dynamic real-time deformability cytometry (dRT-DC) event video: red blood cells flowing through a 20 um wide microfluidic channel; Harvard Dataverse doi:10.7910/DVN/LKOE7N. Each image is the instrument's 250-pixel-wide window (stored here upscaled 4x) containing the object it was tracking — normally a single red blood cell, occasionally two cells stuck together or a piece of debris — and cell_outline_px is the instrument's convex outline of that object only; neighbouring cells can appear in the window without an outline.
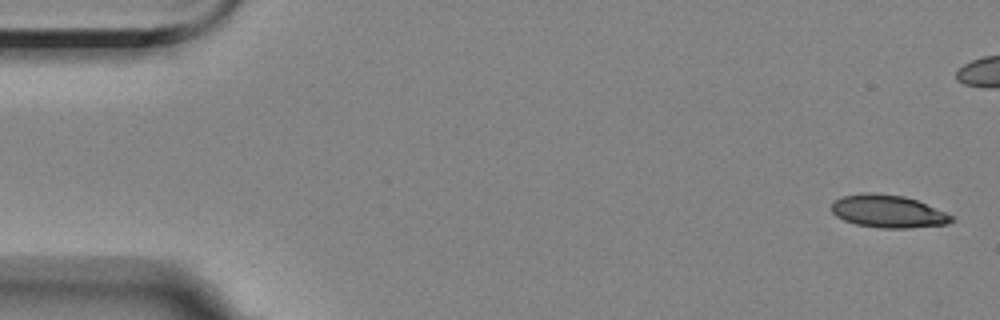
{"species": "Egyptian fruit bat (a non-hibernating species)", "species_latin": "Rousettus aegyptiacus", "temperature_condition": "room temperature", "stored_images_in_passage": 6, "camera_frame_rate_fps": 3000, "um_per_image_px": 0.085, "animal": {"sex": "female"}, "frame": {"image": 1, "passage_image": 1, "time_ms": 0.0, "image_size_px": [1000, 320], "cell_outline_px": [[956, 220], [948, 224], [908, 228], [880, 228], [856, 224], [844, 220], [836, 216], [832, 212], [832, 200], [840, 196], [864, 192], [872, 192], [904, 196], [916, 200], [956, 216]], "centroid_in_image_um": [75.49, 17.96], "position_along_channel_um": 9.5, "area_um2": 23.18}}
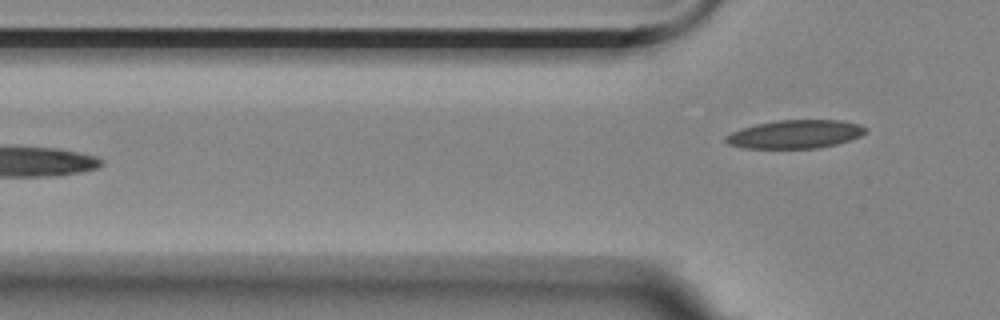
{"frame": {"image": 2, "passage_image": 6, "time_ms": 6.667, "image_size_px": [1000, 320], "cell_outline_px": [[868, 128], [860, 136], [836, 144], [816, 148], [744, 148], [728, 144], [724, 140], [724, 136], [740, 128], [756, 124], [776, 120], [840, 120], [860, 124]], "centroid_in_image_um": [67.56, 11.4], "position_along_channel_um": 58.2, "area_um2": 23.12}}